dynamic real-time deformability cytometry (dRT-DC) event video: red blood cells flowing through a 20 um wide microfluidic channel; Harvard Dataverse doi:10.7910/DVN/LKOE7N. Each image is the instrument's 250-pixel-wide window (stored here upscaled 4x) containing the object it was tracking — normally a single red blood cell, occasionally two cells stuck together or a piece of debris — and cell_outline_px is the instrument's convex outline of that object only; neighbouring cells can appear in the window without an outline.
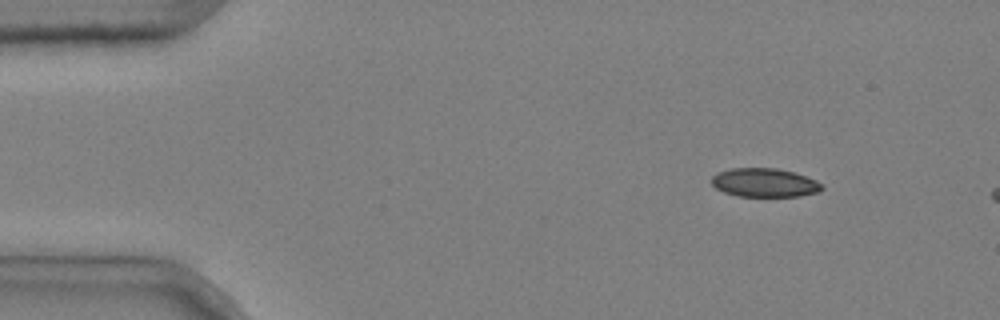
{"species": "common noctule bat (a hibernating species)", "species_latin": "Nyctalus noctula", "temperature_condition": "cold", "stored_images_in_passage": 3, "camera_frame_rate_fps": 3000, "um_per_image_px": 0.085, "animal": {"sex": "male", "body_mass_g": 20.4}, "frame": {"image": 1, "passage_image": 1, "time_ms": 0.0, "image_size_px": [1000, 320], "cell_outline_px": [[824, 188], [820, 192], [800, 196], [736, 196], [724, 192], [716, 188], [712, 184], [712, 176], [716, 172], [732, 168], [776, 168], [792, 172], [816, 180], [824, 184]], "centroid_in_image_um": [65.0, 15.53], "position_along_channel_um": 20.0, "area_um2": 18.55}}